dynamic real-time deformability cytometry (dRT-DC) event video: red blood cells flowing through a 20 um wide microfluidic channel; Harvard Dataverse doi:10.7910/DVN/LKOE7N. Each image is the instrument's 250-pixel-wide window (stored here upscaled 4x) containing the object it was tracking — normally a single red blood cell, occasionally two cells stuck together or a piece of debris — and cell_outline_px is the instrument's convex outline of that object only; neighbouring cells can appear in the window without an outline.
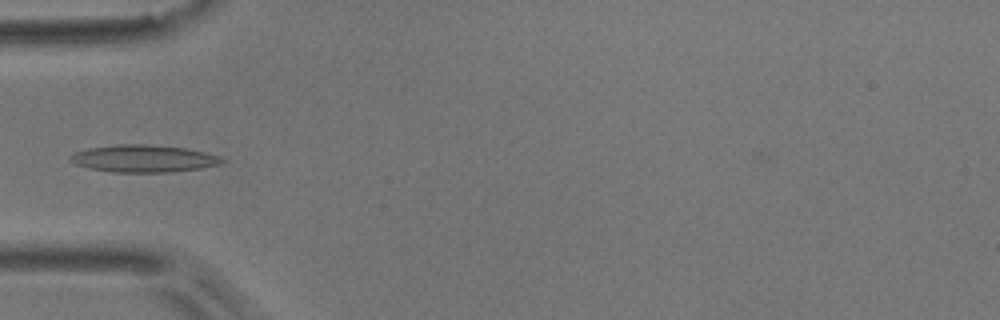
{"species": "common noctule bat (a hibernating species)", "species_latin": "Nyctalus noctula", "temperature_condition": "room temperature", "stored_images_in_passage": 5, "camera_frame_rate_fps": 3000, "um_per_image_px": 0.085, "animal": {"sex": "male", "body_mass_g": 17.9}, "frame": {"image": 1, "passage_image": 5, "time_ms": 4.667, "image_size_px": [1000, 320], "cell_outline_px": [[224, 160], [220, 164], [200, 168], [168, 172], [112, 172], [88, 168], [76, 164], [68, 160], [68, 156], [76, 152], [88, 148], [116, 144], [144, 144], [184, 148], [204, 152], [216, 156]], "centroid_in_image_um": [12.12, 13.48], "position_along_channel_um": 72.9, "area_um2": 23.87}}